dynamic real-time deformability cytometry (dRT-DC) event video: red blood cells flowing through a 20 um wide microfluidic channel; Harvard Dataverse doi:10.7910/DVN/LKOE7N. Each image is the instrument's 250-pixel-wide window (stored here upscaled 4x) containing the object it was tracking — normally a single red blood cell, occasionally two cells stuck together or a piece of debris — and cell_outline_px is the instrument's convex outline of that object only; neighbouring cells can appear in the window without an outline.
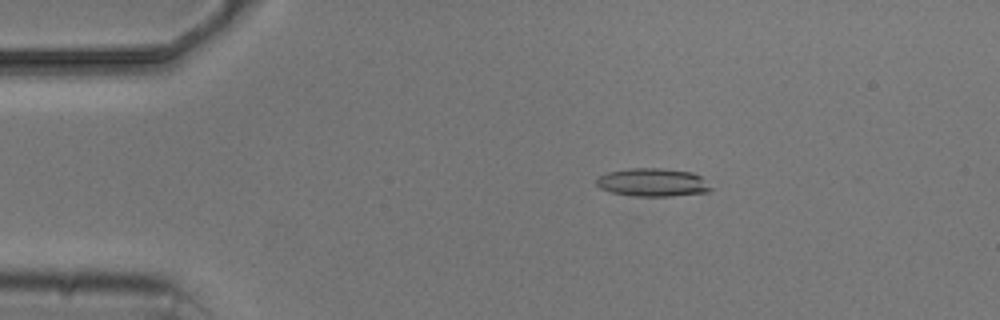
{"species": "common noctule bat (a hibernating species)", "species_latin": "Nyctalus noctula", "temperature_condition": "cold", "stored_images_in_passage": 5, "camera_frame_rate_fps": 3000, "um_per_image_px": 0.085, "animal": {"sex": "male", "body_mass_g": 20.5, "forearm_length_mm": 52.5}, "frame": {"image": 1, "passage_image": 3, "time_ms": 2.333, "image_size_px": [1000, 320], "cell_outline_px": [[712, 188], [708, 192], [672, 196], [632, 196], [612, 192], [600, 188], [596, 184], [596, 180], [600, 176], [608, 172], [628, 168], [664, 168], [692, 172], [700, 176]], "centroid_in_image_um": [55.48, 15.5], "position_along_channel_um": 29.5, "area_um2": 18.79}}
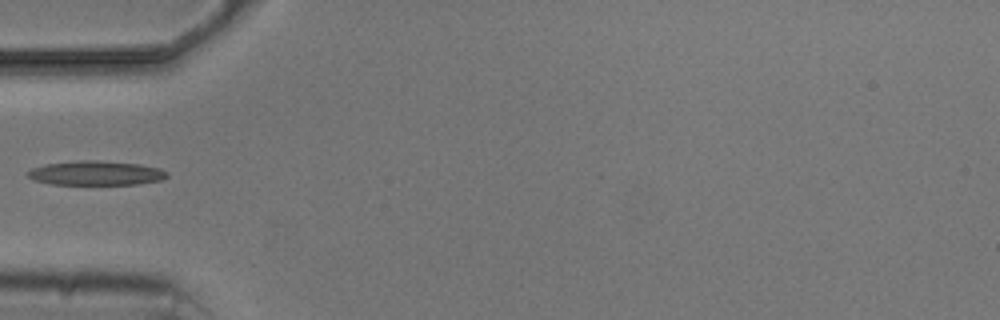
{"frame": {"image": 2, "passage_image": 5, "time_ms": 5.0, "image_size_px": [1000, 320], "cell_outline_px": [[168, 176], [160, 180], [136, 184], [52, 184], [36, 180], [28, 176], [28, 172], [32, 168], [44, 164], [76, 160], [96, 160], [140, 164], [160, 168], [168, 172]], "centroid_in_image_um": [8.17, 14.7], "position_along_channel_um": 76.8, "area_um2": 19.65}}